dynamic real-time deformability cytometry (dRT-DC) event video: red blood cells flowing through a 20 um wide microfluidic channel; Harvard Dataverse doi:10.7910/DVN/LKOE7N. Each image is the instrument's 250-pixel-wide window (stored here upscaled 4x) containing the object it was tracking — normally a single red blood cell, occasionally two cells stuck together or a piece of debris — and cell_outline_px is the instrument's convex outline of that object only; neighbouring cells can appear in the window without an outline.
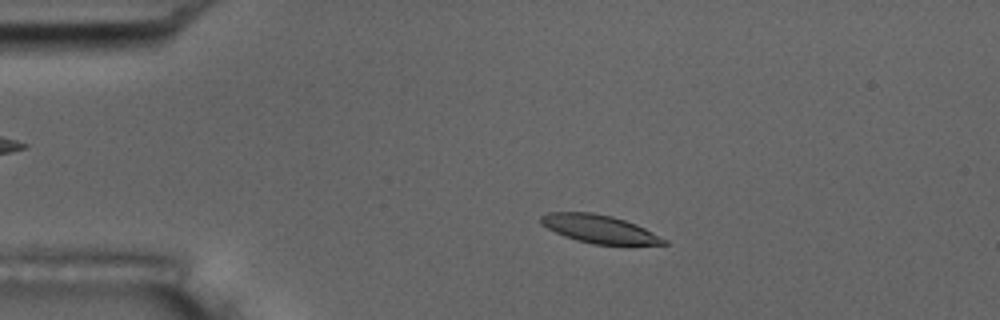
{"species": "common noctule bat (a hibernating species)", "species_latin": "Nyctalus noctula", "temperature_condition": "room temperature", "stored_images_in_passage": 55, "camera_frame_rate_fps": 3000, "um_per_image_px": 0.085, "animal": {"sex": "male", "body_mass_g": 17.5, "forearm_length_mm": 52.3}, "frame": {"image": 1, "passage_image": 11, "time_ms": 3.333, "image_size_px": [1000, 320], "cell_outline_px": [[668, 244], [592, 244], [576, 240], [564, 236], [540, 224], [540, 216], [548, 212], [592, 212], [612, 216], [636, 224], [668, 240]], "centroid_in_image_um": [50.91, 19.45], "position_along_channel_um": 34.1, "area_um2": 20.0}}
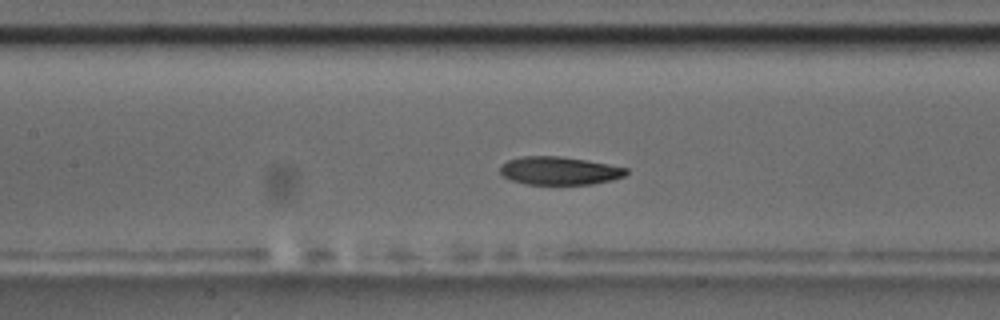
{"frame": {"image": 2, "passage_image": 25, "time_ms": 8.0, "image_size_px": [1000, 320], "cell_outline_px": [[628, 172], [624, 176], [612, 180], [592, 184], [528, 184], [512, 180], [504, 176], [500, 172], [500, 168], [508, 160], [520, 156], [560, 156], [608, 164], [628, 168]], "centroid_in_image_um": [47.56, 14.51], "position_along_channel_um": 159.8, "area_um2": 20.46}, "authors_computed_cell_mechanics": {"area_um2": 21.675, "velocity_mm_per_s": 3.6484, "shape_relaxation_time_tau1_ms": 5.6944, "shape_relaxation_time_tau2_ms": 6.4742, "deformation_change_tau1": 0.1601, "deformation_change_tau2": 0.1303}}